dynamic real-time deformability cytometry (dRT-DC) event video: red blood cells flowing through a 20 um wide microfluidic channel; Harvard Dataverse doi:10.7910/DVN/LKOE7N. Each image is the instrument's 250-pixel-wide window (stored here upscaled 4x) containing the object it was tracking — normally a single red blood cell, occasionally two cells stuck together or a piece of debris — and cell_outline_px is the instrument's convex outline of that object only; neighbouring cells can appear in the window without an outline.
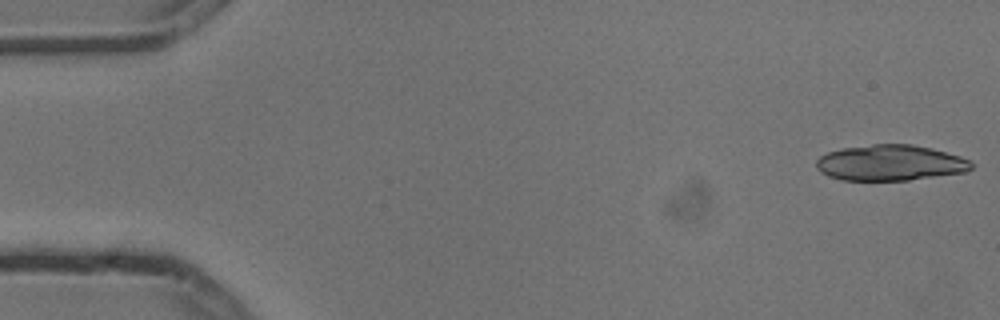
{"species": "common noctule bat (a hibernating species)", "species_latin": "Nyctalus noctula", "temperature_condition": "cold", "stored_images_in_passage": 5, "camera_frame_rate_fps": 3000, "um_per_image_px": 0.085, "animal": {"sex": "male", "body_mass_g": 13.3}, "frame": {"image": 1, "passage_image": 1, "time_ms": 0.0, "image_size_px": [1000, 320], "cell_outline_px": [[972, 168], [964, 172], [908, 180], [844, 180], [828, 176], [820, 172], [816, 168], [816, 160], [820, 156], [828, 152], [844, 148], [872, 144], [912, 144], [932, 148], [960, 156], [968, 160], [972, 164]], "centroid_in_image_um": [75.65, 13.83], "position_along_channel_um": 9.4, "area_um2": 32.19}}